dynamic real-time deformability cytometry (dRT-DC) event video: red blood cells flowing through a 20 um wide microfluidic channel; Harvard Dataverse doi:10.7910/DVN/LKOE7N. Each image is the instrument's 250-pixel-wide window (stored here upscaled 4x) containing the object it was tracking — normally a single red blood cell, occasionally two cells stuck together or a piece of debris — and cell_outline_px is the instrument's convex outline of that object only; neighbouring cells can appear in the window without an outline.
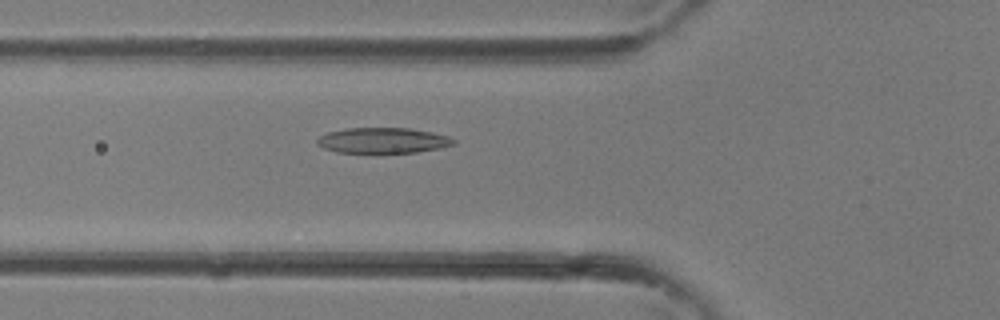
{"species": "common noctule bat (a hibernating species)", "species_latin": "Nyctalus noctula", "temperature_condition": "room temperature", "stored_images_in_passage": 25, "camera_frame_rate_fps": 3000, "um_per_image_px": 0.085, "animal": {"sex": "female"}, "frame": {"image": 1, "passage_image": 2, "time_ms": 0.333, "image_size_px": [1000, 320], "cell_outline_px": [[456, 144], [440, 148], [416, 152], [336, 152], [324, 148], [316, 144], [316, 140], [320, 136], [328, 132], [344, 128], [408, 128], [432, 132], [448, 136], [456, 140]], "centroid_in_image_um": [32.55, 11.93], "position_along_channel_um": 93.3, "area_um2": 20.23}}
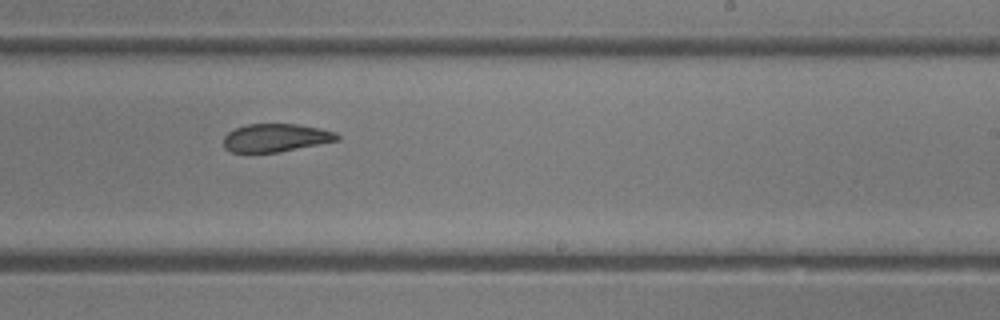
{"frame": {"image": 2, "passage_image": 11, "time_ms": 3.333, "image_size_px": [1000, 320], "cell_outline_px": [[340, 140], [280, 152], [228, 152], [224, 148], [224, 136], [228, 132], [244, 124], [296, 124], [320, 128], [336, 132], [340, 136]], "centroid_in_image_um": [23.44, 11.71], "position_along_channel_um": 265.6, "area_um2": 18.73}}
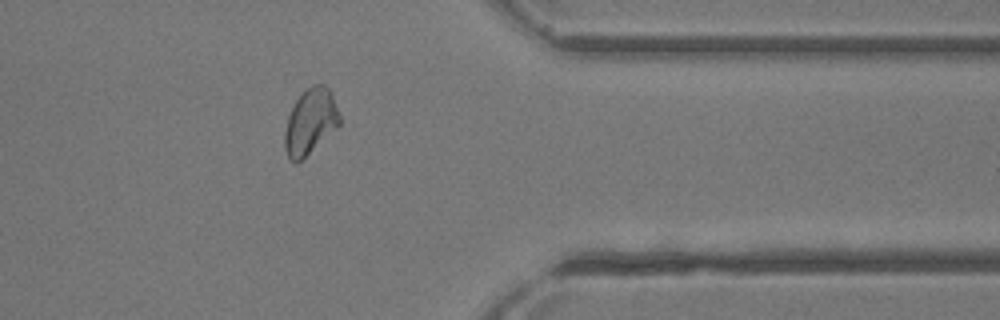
{"frame": {"image": 3, "passage_image": 18, "time_ms": 5.667, "image_size_px": [1000, 320], "cell_outline_px": [[340, 124], [336, 128], [296, 164], [288, 156], [284, 148], [284, 132], [288, 116], [296, 100], [312, 84], [324, 84], [328, 88], [332, 96], [340, 116]], "centroid_in_image_um": [26.36, 10.33], "position_along_channel_um": 385.0, "area_um2": 20.46}}